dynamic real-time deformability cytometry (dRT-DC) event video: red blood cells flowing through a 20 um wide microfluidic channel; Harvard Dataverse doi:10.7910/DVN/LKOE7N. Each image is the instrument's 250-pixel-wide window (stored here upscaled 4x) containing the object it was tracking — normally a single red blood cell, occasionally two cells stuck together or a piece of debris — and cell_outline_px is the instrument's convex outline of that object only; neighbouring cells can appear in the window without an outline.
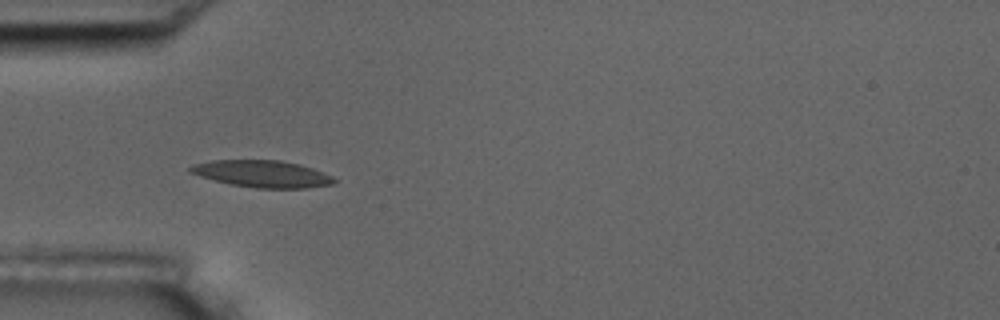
{"species": "common noctule bat (a hibernating species)", "species_latin": "Nyctalus noctula", "temperature_condition": "room temperature", "stored_images_in_passage": 10, "camera_frame_rate_fps": 3000, "um_per_image_px": 0.085, "animal": {"sex": "male", "body_mass_g": 17.5, "forearm_length_mm": 52.3}, "frame": {"image": 1, "passage_image": 7, "time_ms": 2.0, "image_size_px": [1000, 320], "cell_outline_px": [[336, 180], [332, 184], [308, 188], [256, 188], [232, 184], [200, 176], [188, 172], [188, 168], [196, 164], [212, 160], [280, 160], [300, 164], [312, 168], [332, 176]], "centroid_in_image_um": [22.3, 14.77], "position_along_channel_um": 62.7, "area_um2": 22.37}}
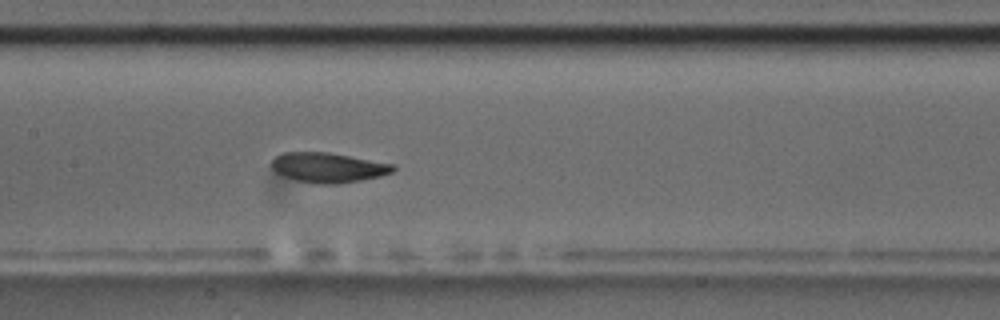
{"frame": {"image": 2, "passage_image": 10, "time_ms": 3.0, "image_size_px": [1000, 320], "cell_outline_px": [[396, 168], [392, 172], [380, 176], [340, 184], [316, 184], [296, 180], [284, 176], [276, 172], [272, 168], [272, 160], [276, 156], [284, 152], [328, 152], [396, 164]], "centroid_in_image_um": [27.91, 14.24], "position_along_channel_um": 179.5, "area_um2": 21.21}}